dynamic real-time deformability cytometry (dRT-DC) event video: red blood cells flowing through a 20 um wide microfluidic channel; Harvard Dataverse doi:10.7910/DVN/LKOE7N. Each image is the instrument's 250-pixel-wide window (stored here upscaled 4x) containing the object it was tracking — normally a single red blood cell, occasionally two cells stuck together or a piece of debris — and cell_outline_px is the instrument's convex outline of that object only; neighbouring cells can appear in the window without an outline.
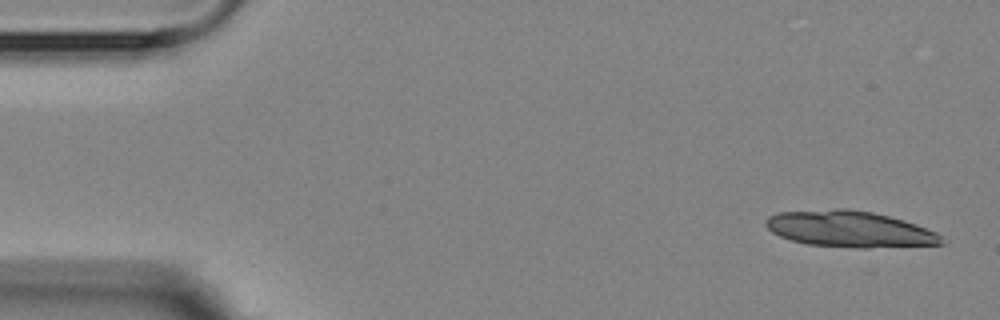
{"species": "Egyptian fruit bat (a non-hibernating species)", "species_latin": "Rousettus aegyptiacus", "temperature_condition": "room temperature", "stored_images_in_passage": 4, "camera_frame_rate_fps": 3000, "um_per_image_px": 0.085, "animal": {"sex": "female"}, "frame": {"image": 1, "passage_image": 1, "time_ms": 0.0, "image_size_px": [1000, 320], "cell_outline_px": [[944, 244], [868, 248], [856, 248], [808, 244], [792, 240], [780, 236], [772, 232], [764, 224], [764, 220], [768, 216], [780, 212], [836, 208], [848, 208], [872, 212], [904, 220], [916, 224], [936, 232], [940, 236]], "centroid_in_image_um": [72.2, 19.46], "position_along_channel_um": 12.8, "area_um2": 37.11}}